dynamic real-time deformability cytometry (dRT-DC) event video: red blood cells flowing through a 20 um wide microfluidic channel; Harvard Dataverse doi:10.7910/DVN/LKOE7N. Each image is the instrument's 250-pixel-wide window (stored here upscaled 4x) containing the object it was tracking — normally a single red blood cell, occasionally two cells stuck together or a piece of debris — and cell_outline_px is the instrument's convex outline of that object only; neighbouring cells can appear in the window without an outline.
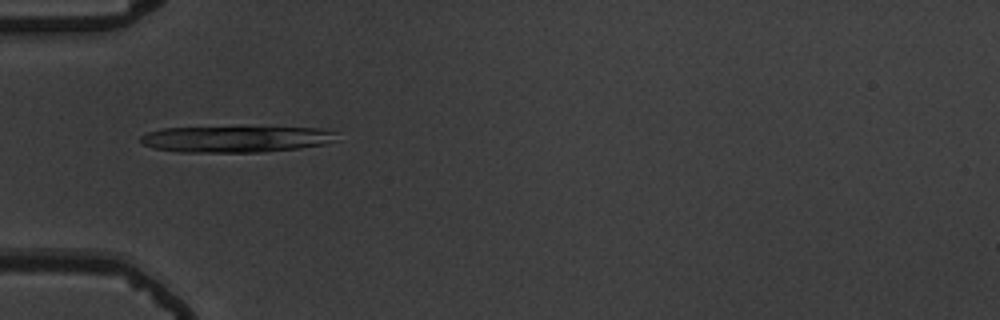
{"species": "common noctule bat (a hibernating species)", "species_latin": "Nyctalus noctula", "temperature_condition": "warm", "stored_images_in_passage": 38, "camera_frame_rate_fps": 3000, "um_per_image_px": 0.085, "animal": {"sex": "male", "body_mass_g": 19.5, "forearm_length_mm": 54.6}, "frame": {"image": 1, "passage_image": 1, "time_ms": 0.0, "image_size_px": [1000, 320], "cell_outline_px": [[336, 132], [332, 140], [324, 144], [300, 148], [264, 152], [180, 152], [156, 148], [144, 144], [140, 140], [140, 136], [148, 132], [164, 128], [320, 128]], "centroid_in_image_um": [20.03, 11.83], "position_along_channel_um": 65.0, "area_um2": 29.42}}